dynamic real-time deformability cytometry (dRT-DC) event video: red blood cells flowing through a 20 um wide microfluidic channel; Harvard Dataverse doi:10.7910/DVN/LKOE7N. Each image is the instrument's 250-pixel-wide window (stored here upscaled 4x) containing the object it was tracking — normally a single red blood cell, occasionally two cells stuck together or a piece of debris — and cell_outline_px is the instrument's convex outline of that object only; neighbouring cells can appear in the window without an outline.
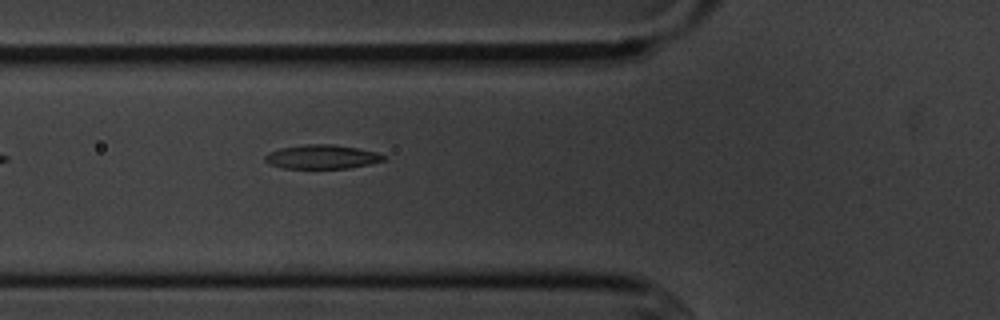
{"species": "common noctule bat (a hibernating species)", "species_latin": "Nyctalus noctula", "temperature_condition": "cold", "stored_images_in_passage": 3, "camera_frame_rate_fps": 3000, "um_per_image_px": 0.085, "animal": {"sex": "male", "body_mass_g": 20.1, "forearm_length_mm": 53.5}, "frame": {"image": 1, "passage_image": 3, "time_ms": 2.333, "image_size_px": [1000, 320], "cell_outline_px": [[388, 156], [384, 160], [368, 164], [348, 168], [284, 168], [268, 164], [264, 160], [264, 156], [268, 152], [280, 148], [304, 144], [332, 144], [356, 148], [376, 152]], "centroid_in_image_um": [27.33, 13.32], "position_along_channel_um": 98.5, "area_um2": 16.59}}